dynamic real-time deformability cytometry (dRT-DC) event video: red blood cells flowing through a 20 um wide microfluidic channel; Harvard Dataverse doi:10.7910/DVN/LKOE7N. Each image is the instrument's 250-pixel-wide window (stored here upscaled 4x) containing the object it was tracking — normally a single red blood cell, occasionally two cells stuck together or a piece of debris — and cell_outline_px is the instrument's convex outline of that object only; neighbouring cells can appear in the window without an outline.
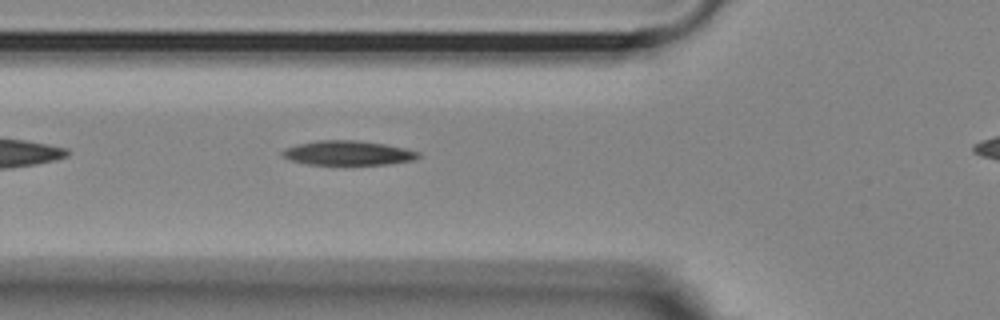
{"species": "Egyptian fruit bat (a non-hibernating species)", "species_latin": "Rousettus aegyptiacus", "temperature_condition": "room temperature", "stored_images_in_passage": 34, "camera_frame_rate_fps": 3000, "um_per_image_px": 0.085, "animal": {"sex": "female"}, "frame": {"image": 1, "passage_image": 5, "time_ms": 1.333, "image_size_px": [1000, 320], "cell_outline_px": [[420, 156], [412, 160], [388, 164], [308, 164], [292, 160], [284, 156], [280, 152], [284, 148], [296, 144], [316, 140], [356, 140], [384, 144], [404, 148], [420, 152]], "centroid_in_image_um": [29.55, 12.99], "position_along_channel_um": 96.2, "area_um2": 19.19}}
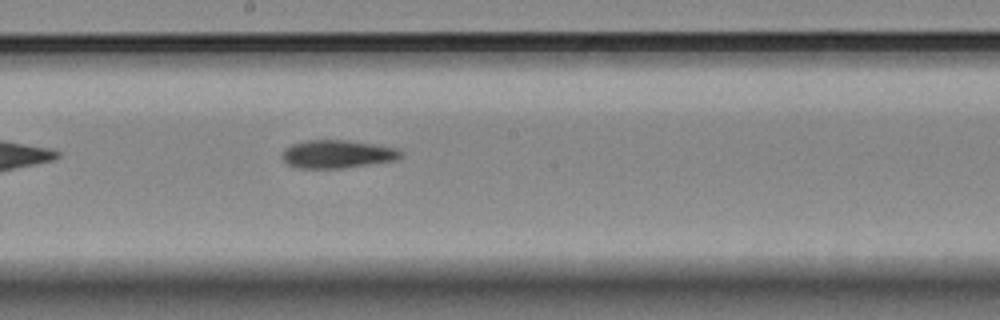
{"frame": {"image": 2, "passage_image": 15, "time_ms": 4.667, "image_size_px": [1000, 320], "cell_outline_px": [[404, 152], [396, 160], [344, 168], [300, 168], [288, 164], [284, 160], [284, 148], [292, 144], [304, 140], [348, 140], [376, 144], [396, 148]], "centroid_in_image_um": [28.7, 13.09], "position_along_channel_um": 219.5, "area_um2": 19.36}}
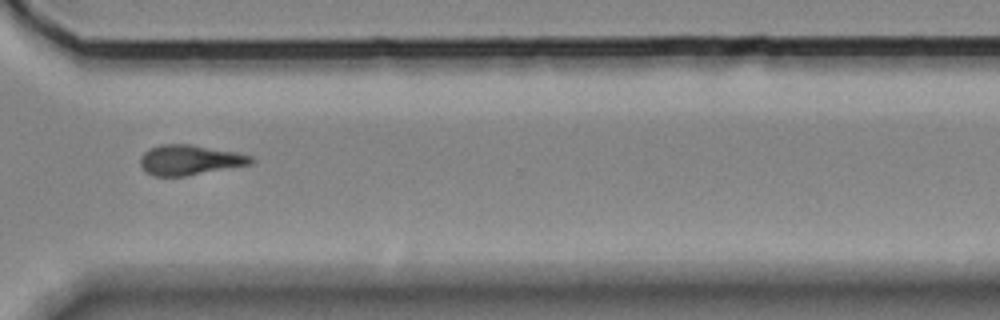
{"frame": {"image": 3, "passage_image": 26, "time_ms": 8.333, "image_size_px": [1000, 320], "cell_outline_px": [[252, 164], [188, 176], [152, 176], [140, 164], [140, 156], [148, 148], [160, 144], [188, 144], [236, 152], [252, 156]], "centroid_in_image_um": [16.11, 13.6], "position_along_channel_um": 354.5, "area_um2": 19.42}}